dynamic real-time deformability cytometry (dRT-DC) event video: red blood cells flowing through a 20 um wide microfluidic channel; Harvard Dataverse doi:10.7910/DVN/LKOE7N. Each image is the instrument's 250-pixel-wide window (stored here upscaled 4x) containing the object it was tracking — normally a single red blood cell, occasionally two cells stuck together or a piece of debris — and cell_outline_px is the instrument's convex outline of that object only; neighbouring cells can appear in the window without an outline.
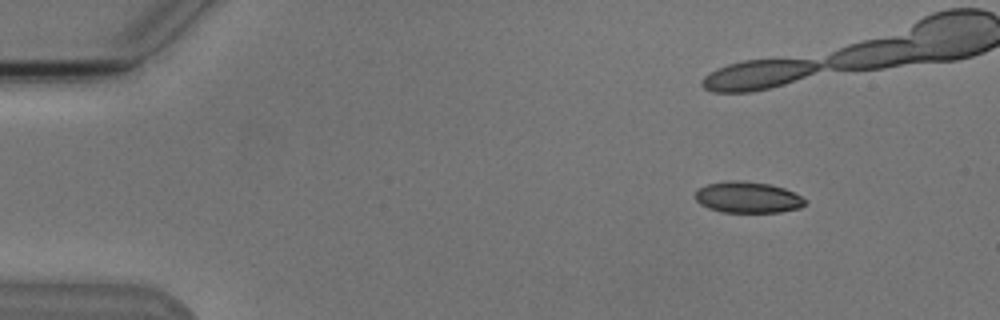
{"species": "Egyptian fruit bat (a non-hibernating species)", "species_latin": "Rousettus aegyptiacus", "temperature_condition": "cold", "stored_images_in_passage": 6, "camera_frame_rate_fps": 3000, "um_per_image_px": 0.085, "animal": {"sex": "male"}, "frame": {"image": 1, "passage_image": 3, "time_ms": 2.333, "image_size_px": [1000, 320], "cell_outline_px": [[808, 204], [800, 208], [780, 212], [724, 212], [708, 208], [700, 204], [692, 196], [700, 188], [708, 184], [728, 180], [740, 180], [768, 184], [784, 188], [808, 200]], "centroid_in_image_um": [63.57, 16.78], "position_along_channel_um": 21.4, "area_um2": 20.06}}